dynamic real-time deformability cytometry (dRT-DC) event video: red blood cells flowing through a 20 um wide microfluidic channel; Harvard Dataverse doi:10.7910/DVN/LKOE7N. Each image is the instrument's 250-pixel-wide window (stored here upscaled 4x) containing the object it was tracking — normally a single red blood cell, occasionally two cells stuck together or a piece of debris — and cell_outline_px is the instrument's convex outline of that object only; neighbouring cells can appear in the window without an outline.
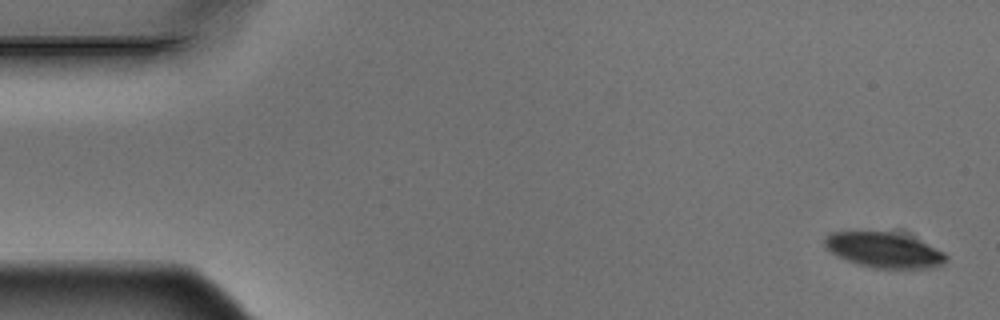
{"species": "Egyptian fruit bat (a non-hibernating species)", "species_latin": "Rousettus aegyptiacus", "temperature_condition": "warm", "stored_images_in_passage": 6, "camera_frame_rate_fps": 3000, "um_per_image_px": 0.085, "animal": {"sex": "male"}, "frame": {"image": 1, "passage_image": 1, "time_ms": 0.0, "image_size_px": [1000, 320], "cell_outline_px": [[948, 256], [936, 268], [872, 268], [856, 264], [836, 256], [824, 244], [824, 236], [832, 232], [888, 232], [908, 236], [944, 252]], "centroid_in_image_um": [75.1, 21.27], "position_along_channel_um": 9.9, "area_um2": 24.62}}
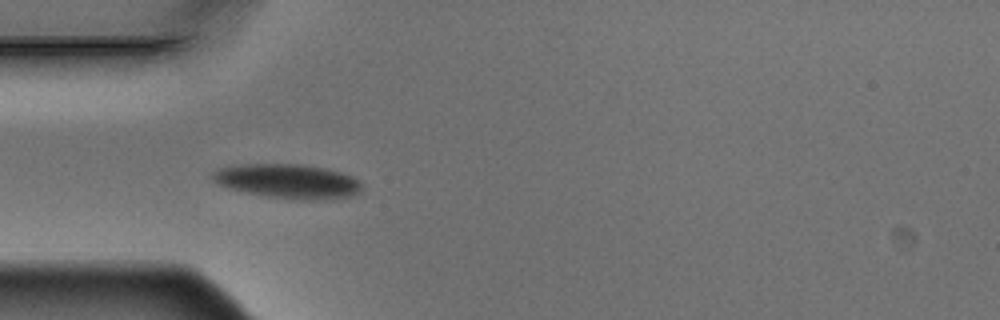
{"frame": {"image": 2, "passage_image": 5, "time_ms": 1.333, "image_size_px": [1000, 320], "cell_outline_px": [[360, 192], [348, 196], [332, 200], [296, 200], [268, 196], [228, 188], [216, 184], [208, 176], [212, 172], [220, 168], [236, 164], [300, 164], [324, 168], [340, 172], [352, 176], [360, 184]], "centroid_in_image_um": [24.41, 15.4], "position_along_channel_um": 60.6, "area_um2": 30.0}}
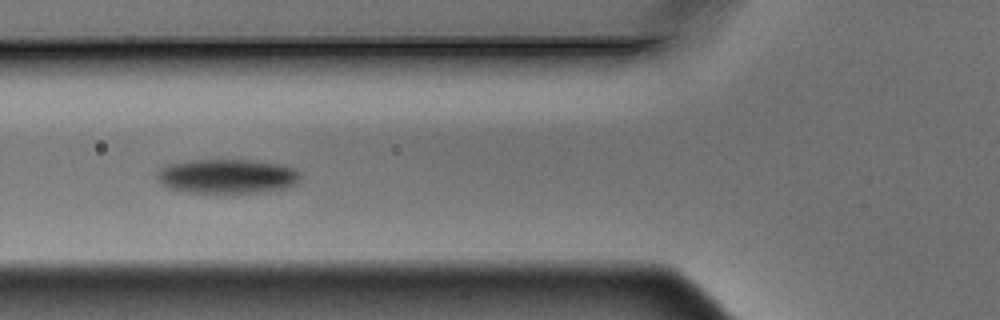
{"frame": {"image": 3, "passage_image": 6, "time_ms": 1.667, "image_size_px": [1000, 320], "cell_outline_px": [[300, 180], [296, 184], [284, 188], [268, 192], [188, 192], [168, 188], [156, 180], [156, 172], [160, 168], [168, 164], [188, 160], [256, 160], [280, 164], [292, 168], [300, 176]], "centroid_in_image_um": [19.27, 14.97], "position_along_channel_um": 106.5, "area_um2": 28.78}}